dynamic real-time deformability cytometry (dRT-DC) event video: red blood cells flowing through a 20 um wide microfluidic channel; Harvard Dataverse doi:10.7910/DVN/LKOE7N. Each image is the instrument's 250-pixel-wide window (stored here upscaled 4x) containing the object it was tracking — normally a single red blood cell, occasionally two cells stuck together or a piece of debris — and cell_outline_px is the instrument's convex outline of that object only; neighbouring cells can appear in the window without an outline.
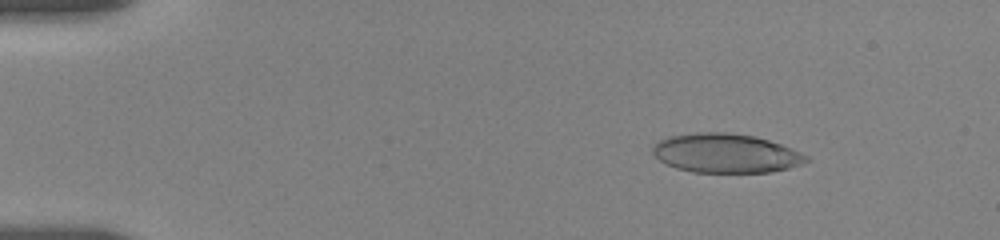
{"species": "human", "species_latin": "Homo sapiens", "temperature_condition": "room temperature", "stored_images_in_passage": 36, "camera_frame_rate_fps": 3000, "um_per_image_px": 0.085, "donor": {"sex": "female"}, "frame": {"image": 1, "passage_image": 7, "time_ms": 2.333, "image_size_px": [1000, 240], "cell_outline_px": [[812, 160], [788, 168], [768, 172], [692, 172], [676, 168], [660, 160], [652, 152], [652, 144], [668, 136], [696, 132], [728, 132], [756, 136], [792, 148], [808, 156]], "centroid_in_image_um": [61.69, 13.01], "position_along_channel_um": 23.3, "area_um2": 35.08}}
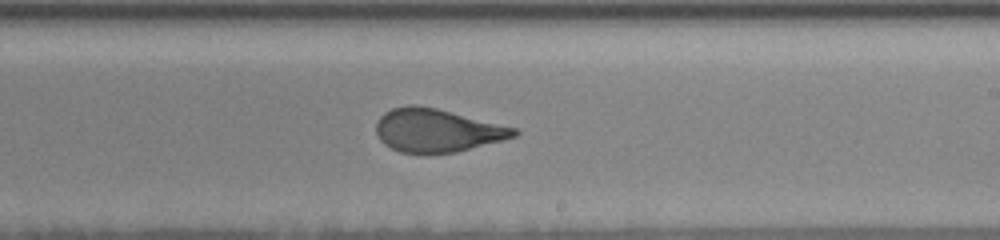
{"frame": {"image": 2, "passage_image": 22, "time_ms": 11.0, "image_size_px": [1000, 240], "cell_outline_px": [[520, 132], [516, 136], [504, 140], [456, 152], [428, 156], [424, 156], [400, 152], [384, 144], [380, 140], [376, 132], [376, 124], [380, 116], [384, 112], [392, 108], [408, 104], [416, 104], [436, 108], [516, 128]], "centroid_in_image_um": [37.11, 11.11], "position_along_channel_um": 251.9, "area_um2": 35.32}}
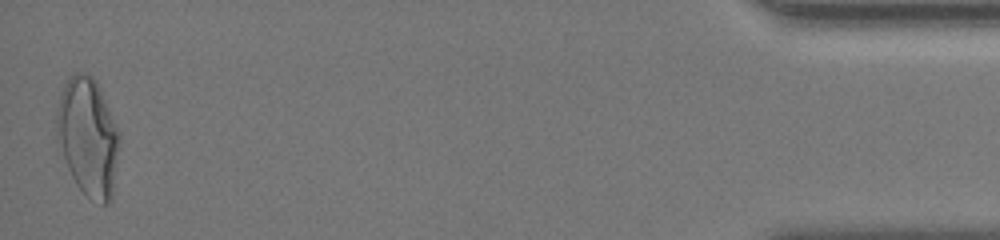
{"frame": {"image": 3, "passage_image": 36, "time_ms": 18.0, "image_size_px": [1000, 240], "cell_outline_px": [[120, 140], [112, 200], [108, 204], [100, 204], [88, 196], [76, 184], [68, 168], [56, 140], [56, 112], [60, 96], [64, 84], [68, 76], [72, 72], [84, 72], [92, 76], [96, 80], [120, 132]], "centroid_in_image_um": [7.48, 11.61], "position_along_channel_um": 427.7, "area_um2": 43.58}, "authors_computed_cell_mechanics": {"area_um2": 35.9227, "velocity_mm_per_s": 3.6537, "shape_relaxation_time_tau1_ms": 9.0714, "shape_relaxation_time_tau2_ms": 0.9638, "deformation_change_tau1": 0.2398, "deformation_change_tau2": 0.0883}}